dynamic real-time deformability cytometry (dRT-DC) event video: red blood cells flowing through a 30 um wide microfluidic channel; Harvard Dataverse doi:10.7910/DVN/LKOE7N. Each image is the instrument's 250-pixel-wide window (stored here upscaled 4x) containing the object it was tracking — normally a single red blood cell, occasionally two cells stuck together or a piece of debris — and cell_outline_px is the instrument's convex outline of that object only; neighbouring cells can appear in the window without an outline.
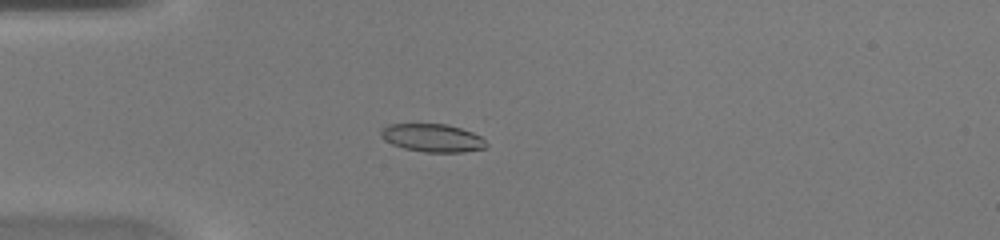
{"species": "common noctule bat (a hibernating species)", "species_latin": "Nyctalus noctula", "temperature_condition": "warm", "stored_images_in_passage": 47, "camera_frame_rate_fps": 3000, "um_per_image_px": 0.085, "animal": {"sex": "female", "body_mass_g": 20.0, "forearm_length_mm": 54.0}, "frame": {"image": 1, "passage_image": 13, "time_ms": 4.0, "image_size_px": [1000, 240], "cell_outline_px": [[488, 144], [484, 148], [464, 152], [424, 152], [404, 148], [392, 144], [384, 140], [380, 136], [380, 132], [388, 124], [448, 124], [472, 132], [480, 136]], "centroid_in_image_um": [36.75, 11.72], "position_along_channel_um": 48.2, "area_um2": 17.17}}
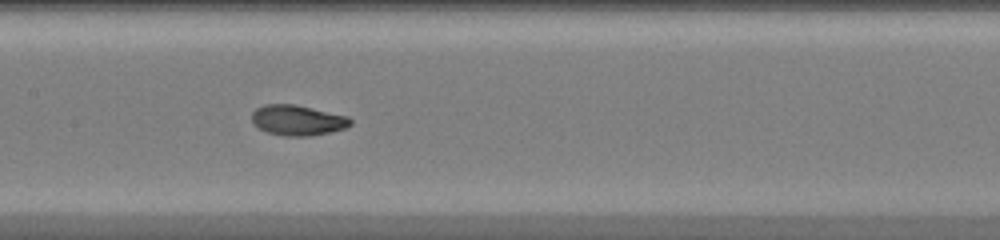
{"frame": {"image": 2, "passage_image": 23, "time_ms": 7.333, "image_size_px": [1000, 240], "cell_outline_px": [[352, 124], [344, 128], [332, 132], [312, 136], [284, 136], [268, 132], [252, 124], [252, 112], [256, 108], [264, 104], [296, 104], [348, 116], [352, 120]], "centroid_in_image_um": [25.3, 10.22], "position_along_channel_um": 182.1, "area_um2": 17.63}}
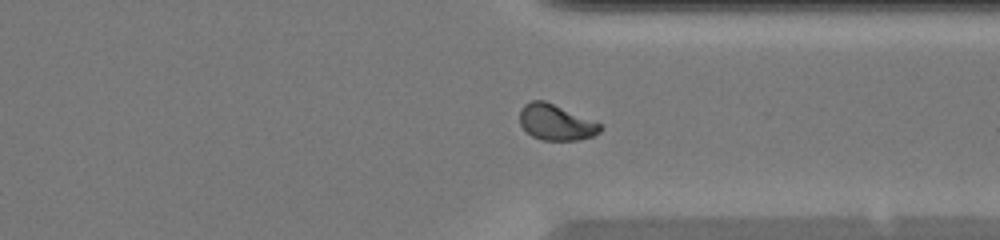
{"frame": {"image": 3, "passage_image": 35, "time_ms": 11.333, "image_size_px": [1000, 240], "cell_outline_px": [[604, 128], [600, 132], [592, 136], [580, 140], [540, 140], [532, 136], [520, 124], [520, 108], [524, 104], [532, 100], [544, 100], [600, 124]], "centroid_in_image_um": [47.23, 10.41], "position_along_channel_um": 364.2, "area_um2": 16.59}}